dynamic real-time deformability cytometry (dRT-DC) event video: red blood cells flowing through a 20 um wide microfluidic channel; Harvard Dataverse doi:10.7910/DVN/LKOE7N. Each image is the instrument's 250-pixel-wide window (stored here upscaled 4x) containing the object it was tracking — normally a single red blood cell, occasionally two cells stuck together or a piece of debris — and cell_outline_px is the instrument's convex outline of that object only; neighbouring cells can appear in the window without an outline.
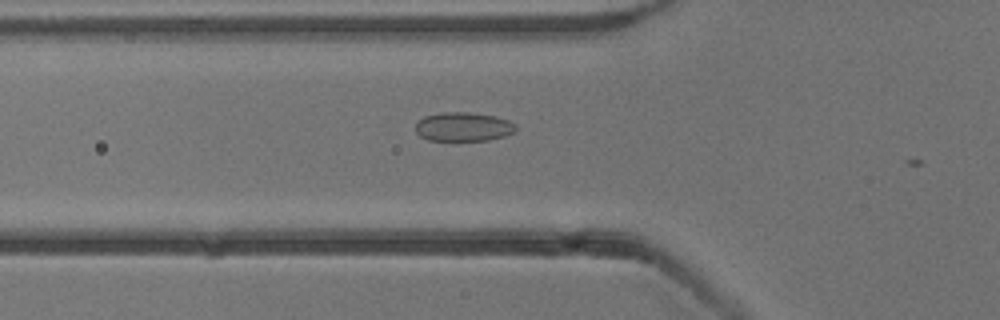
{"species": "common noctule bat (a hibernating species)", "species_latin": "Nyctalus noctula", "temperature_condition": "cold", "stored_images_in_passage": 8, "camera_frame_rate_fps": 3000, "um_per_image_px": 0.085, "animal": {"sex": "male", "body_mass_g": 13.3}, "frame": {"image": 1, "passage_image": 7, "time_ms": 2.0, "image_size_px": [1000, 320], "cell_outline_px": [[516, 132], [504, 136], [488, 140], [428, 140], [420, 136], [416, 132], [416, 120], [424, 116], [444, 112], [468, 112], [492, 116], [508, 120], [516, 124]], "centroid_in_image_um": [39.37, 10.77], "position_along_channel_um": 86.4, "area_um2": 16.94}}